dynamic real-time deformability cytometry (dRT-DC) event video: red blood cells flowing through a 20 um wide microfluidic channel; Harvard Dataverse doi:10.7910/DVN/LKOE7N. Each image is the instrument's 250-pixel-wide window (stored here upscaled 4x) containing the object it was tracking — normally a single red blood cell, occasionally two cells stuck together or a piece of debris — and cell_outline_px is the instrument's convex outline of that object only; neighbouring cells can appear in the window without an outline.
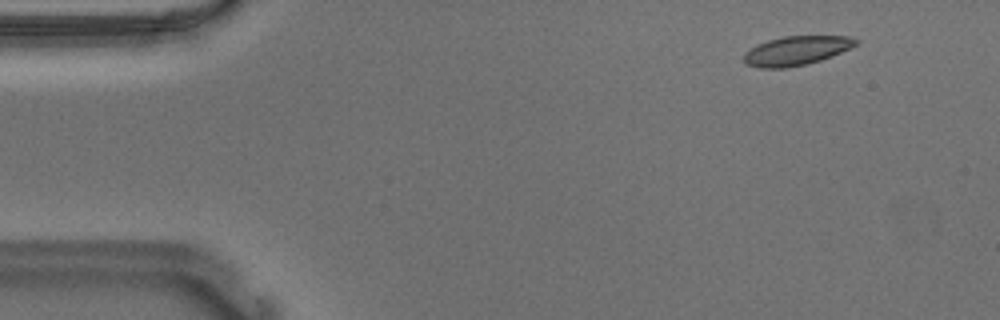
{"species": "Egyptian fruit bat (a non-hibernating species)", "species_latin": "Rousettus aegyptiacus", "temperature_condition": "warm", "stored_images_in_passage": 50, "camera_frame_rate_fps": 3000, "um_per_image_px": 0.085, "animal": {"sex": "male"}, "frame": {"image": 1, "passage_image": 1, "time_ms": 0.0, "image_size_px": [1000, 320], "cell_outline_px": [[860, 40], [856, 44], [832, 56], [808, 64], [784, 68], [760, 68], [744, 64], [744, 52], [756, 44], [768, 40], [784, 36], [852, 36]], "centroid_in_image_um": [67.65, 4.31], "position_along_channel_um": 17.3, "area_um2": 19.07}}
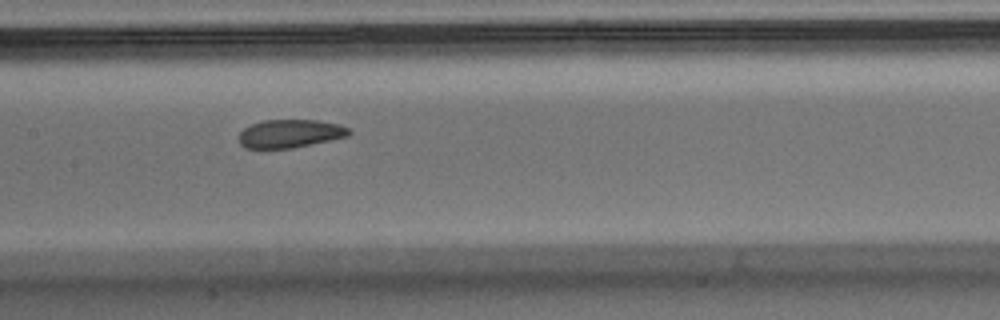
{"frame": {"image": 2, "passage_image": 22, "time_ms": 7.0, "image_size_px": [1000, 320], "cell_outline_px": [[352, 132], [348, 136], [292, 148], [244, 148], [240, 144], [236, 136], [244, 128], [252, 124], [264, 120], [316, 120], [340, 124], [348, 128]], "centroid_in_image_um": [24.62, 11.35], "position_along_channel_um": 182.8, "area_um2": 18.15}}
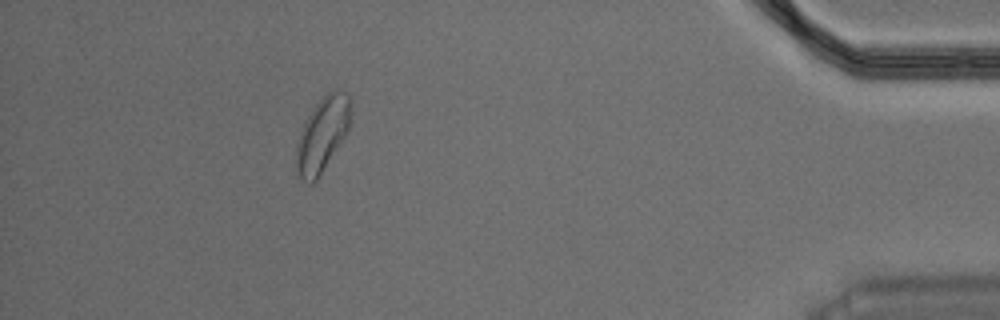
{"frame": {"image": 3, "passage_image": 45, "time_ms": 14.667, "image_size_px": [1000, 320], "cell_outline_px": [[352, 104], [348, 132], [316, 180], [312, 184], [308, 184], [296, 176], [296, 144], [300, 132], [312, 108], [328, 92], [336, 88], [340, 88], [348, 92], [352, 100]], "centroid_in_image_um": [27.42, 11.4], "position_along_channel_um": 407.8, "area_um2": 23.99}, "authors_computed_cell_mechanics": {"area_um2": 19.7387, "velocity_mm_per_s": 3.6541, "shape_relaxation_time_tau1_ms": 10.2632, "shape_relaxation_time_tau2_ms": 2.4885, "deformation_change_tau1": 0.1663, "deformation_change_tau2": 0.0769}}